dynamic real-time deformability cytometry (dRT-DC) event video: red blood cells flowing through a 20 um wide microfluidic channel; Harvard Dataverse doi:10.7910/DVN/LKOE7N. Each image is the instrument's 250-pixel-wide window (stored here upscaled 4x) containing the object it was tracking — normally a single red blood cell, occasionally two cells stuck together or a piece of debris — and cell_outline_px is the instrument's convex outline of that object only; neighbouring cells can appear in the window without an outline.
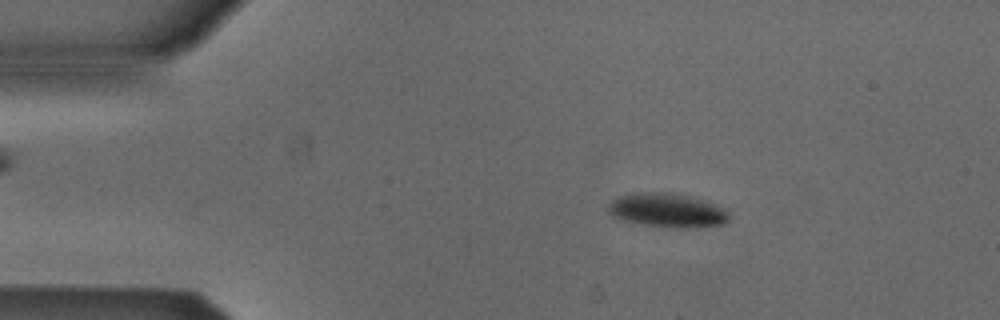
{"species": "Egyptian fruit bat (a non-hibernating species)", "species_latin": "Rousettus aegyptiacus", "temperature_condition": "cold", "stored_images_in_passage": 46, "camera_frame_rate_fps": 3000, "um_per_image_px": 0.085, "animal": {"sex": "male"}, "frame": {"image": 1, "passage_image": 9, "time_ms": 2.667, "image_size_px": [1000, 320], "cell_outline_px": [[728, 220], [724, 224], [680, 228], [672, 228], [644, 224], [624, 220], [612, 216], [608, 208], [612, 200], [620, 196], [660, 192], [688, 196], [724, 208], [728, 212]], "centroid_in_image_um": [56.73, 17.9], "position_along_channel_um": 28.3, "area_um2": 23.0}}
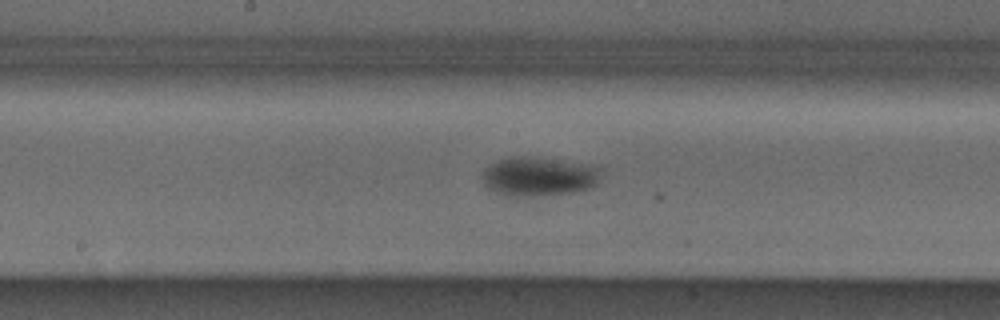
{"frame": {"image": 2, "passage_image": 27, "time_ms": 8.667, "image_size_px": [1000, 320], "cell_outline_px": [[600, 168], [596, 184], [592, 188], [568, 192], [520, 196], [508, 196], [496, 192], [488, 188], [484, 184], [484, 168], [496, 160], [512, 156], [540, 156], [596, 164]], "centroid_in_image_um": [45.82, 14.94], "position_along_channel_um": 202.4, "area_um2": 27.28}}
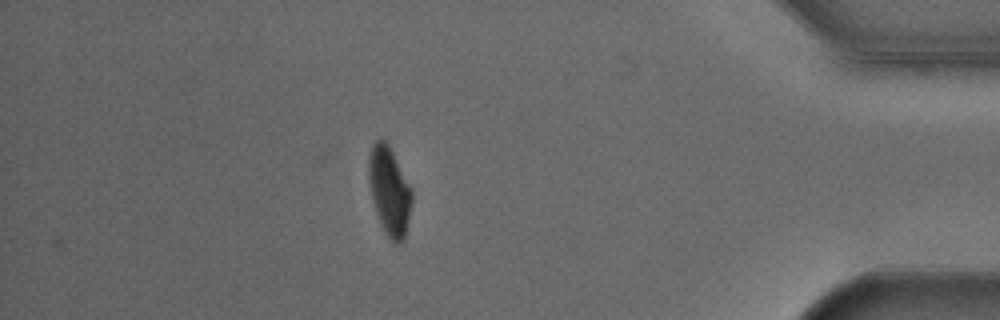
{"frame": {"image": 3, "passage_image": 46, "time_ms": 15.0, "image_size_px": [1000, 320], "cell_outline_px": [[412, 200], [404, 240], [396, 244], [392, 244], [376, 212], [372, 200], [368, 176], [368, 160], [372, 144], [376, 140], [384, 140], [388, 144], [412, 188]], "centroid_in_image_um": [33.1, 16.22], "position_along_channel_um": 402.1, "area_um2": 22.02}, "authors_computed_cell_mechanics": {"area_um2": 24.2471, "velocity_mm_per_s": 3.869, "shape_relaxation_time_tau1_ms": 3.4821, "shape_relaxation_time_tau2_ms": null, "deformation_change_tau1": 0.1161, "deformation_change_tau2": null}}